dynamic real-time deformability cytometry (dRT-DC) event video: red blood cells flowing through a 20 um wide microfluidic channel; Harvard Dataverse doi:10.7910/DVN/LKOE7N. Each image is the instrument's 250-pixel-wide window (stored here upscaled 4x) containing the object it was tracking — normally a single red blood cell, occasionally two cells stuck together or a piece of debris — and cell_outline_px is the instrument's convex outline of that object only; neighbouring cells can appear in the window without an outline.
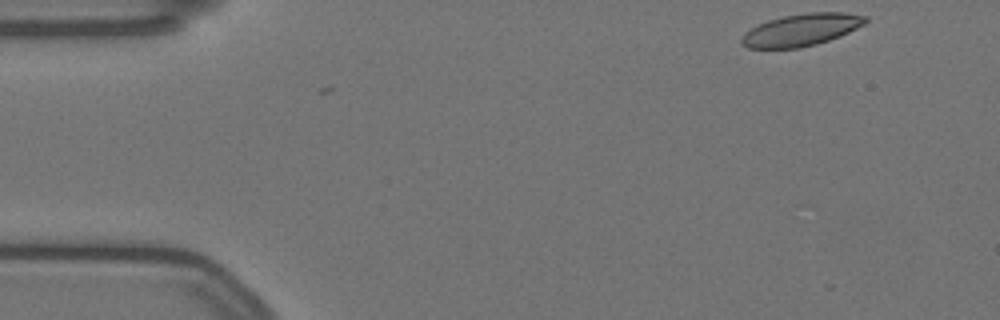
{"species": "Egyptian fruit bat (a non-hibernating species)", "species_latin": "Rousettus aegyptiacus", "temperature_condition": "warm", "stored_images_in_passage": 2, "camera_frame_rate_fps": 3000, "um_per_image_px": 0.085, "animal": {"sex": "female"}, "frame": {"image": 1, "passage_image": 1, "time_ms": 0.0, "image_size_px": [1000, 320], "cell_outline_px": [[868, 20], [864, 24], [840, 36], [816, 44], [800, 48], [748, 48], [740, 44], [740, 40], [744, 32], [768, 20], [784, 16], [808, 12], [844, 12], [868, 16]], "centroid_in_image_um": [68.11, 2.54], "position_along_channel_um": 16.9, "area_um2": 23.18}}